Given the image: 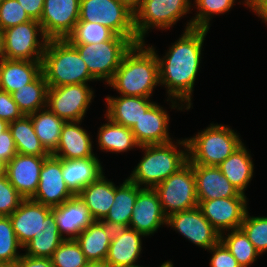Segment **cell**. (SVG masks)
<instances>
[{"mask_svg": "<svg viewBox=\"0 0 267 267\" xmlns=\"http://www.w3.org/2000/svg\"><path fill=\"white\" fill-rule=\"evenodd\" d=\"M208 31L200 28L185 30L163 58L157 55L159 81L167 89V101L170 99L172 109L178 106L181 111L185 107L189 110L192 106L193 87L200 69L202 46ZM179 101L182 103L179 104Z\"/></svg>", "mask_w": 267, "mask_h": 267, "instance_id": "1", "label": "cell"}, {"mask_svg": "<svg viewBox=\"0 0 267 267\" xmlns=\"http://www.w3.org/2000/svg\"><path fill=\"white\" fill-rule=\"evenodd\" d=\"M120 95L150 98L159 84V64L153 46L134 44L107 83Z\"/></svg>", "mask_w": 267, "mask_h": 267, "instance_id": "2", "label": "cell"}, {"mask_svg": "<svg viewBox=\"0 0 267 267\" xmlns=\"http://www.w3.org/2000/svg\"><path fill=\"white\" fill-rule=\"evenodd\" d=\"M177 143L185 150H178ZM139 148L145 150L144 156L128 178L139 187L143 185V188L154 189L188 162L186 139L176 143L142 145Z\"/></svg>", "mask_w": 267, "mask_h": 267, "instance_id": "3", "label": "cell"}, {"mask_svg": "<svg viewBox=\"0 0 267 267\" xmlns=\"http://www.w3.org/2000/svg\"><path fill=\"white\" fill-rule=\"evenodd\" d=\"M41 63L48 87L88 84V81L96 80L77 49L67 39H49Z\"/></svg>", "mask_w": 267, "mask_h": 267, "instance_id": "4", "label": "cell"}, {"mask_svg": "<svg viewBox=\"0 0 267 267\" xmlns=\"http://www.w3.org/2000/svg\"><path fill=\"white\" fill-rule=\"evenodd\" d=\"M237 134L226 125L210 124L196 136L186 138L188 162L202 166H218L243 144Z\"/></svg>", "mask_w": 267, "mask_h": 267, "instance_id": "5", "label": "cell"}, {"mask_svg": "<svg viewBox=\"0 0 267 267\" xmlns=\"http://www.w3.org/2000/svg\"><path fill=\"white\" fill-rule=\"evenodd\" d=\"M134 43L126 37L115 35L100 44L73 45L86 63L89 73L97 80L107 83L113 78L125 54Z\"/></svg>", "mask_w": 267, "mask_h": 267, "instance_id": "6", "label": "cell"}, {"mask_svg": "<svg viewBox=\"0 0 267 267\" xmlns=\"http://www.w3.org/2000/svg\"><path fill=\"white\" fill-rule=\"evenodd\" d=\"M78 21L98 23L134 44L141 42L136 36L134 13L118 0H80Z\"/></svg>", "mask_w": 267, "mask_h": 267, "instance_id": "7", "label": "cell"}, {"mask_svg": "<svg viewBox=\"0 0 267 267\" xmlns=\"http://www.w3.org/2000/svg\"><path fill=\"white\" fill-rule=\"evenodd\" d=\"M154 190L167 217L198 206L195 174L189 162L157 185Z\"/></svg>", "mask_w": 267, "mask_h": 267, "instance_id": "8", "label": "cell"}, {"mask_svg": "<svg viewBox=\"0 0 267 267\" xmlns=\"http://www.w3.org/2000/svg\"><path fill=\"white\" fill-rule=\"evenodd\" d=\"M2 32L6 59L42 61L48 39L37 20L32 19L7 28ZM40 35L41 41L38 38Z\"/></svg>", "mask_w": 267, "mask_h": 267, "instance_id": "9", "label": "cell"}, {"mask_svg": "<svg viewBox=\"0 0 267 267\" xmlns=\"http://www.w3.org/2000/svg\"><path fill=\"white\" fill-rule=\"evenodd\" d=\"M190 7V0H143L140 8L134 13L137 38L145 42V35L150 28L172 27L181 17L189 13Z\"/></svg>", "mask_w": 267, "mask_h": 267, "instance_id": "10", "label": "cell"}, {"mask_svg": "<svg viewBox=\"0 0 267 267\" xmlns=\"http://www.w3.org/2000/svg\"><path fill=\"white\" fill-rule=\"evenodd\" d=\"M94 91L88 84H71L48 87L47 107L59 118L82 121L90 105Z\"/></svg>", "mask_w": 267, "mask_h": 267, "instance_id": "11", "label": "cell"}, {"mask_svg": "<svg viewBox=\"0 0 267 267\" xmlns=\"http://www.w3.org/2000/svg\"><path fill=\"white\" fill-rule=\"evenodd\" d=\"M80 0H45L40 20L49 39H67L79 20Z\"/></svg>", "mask_w": 267, "mask_h": 267, "instance_id": "12", "label": "cell"}, {"mask_svg": "<svg viewBox=\"0 0 267 267\" xmlns=\"http://www.w3.org/2000/svg\"><path fill=\"white\" fill-rule=\"evenodd\" d=\"M166 225L173 227L193 244L207 250L221 240L220 233L204 217L198 206L171 214L167 217Z\"/></svg>", "mask_w": 267, "mask_h": 267, "instance_id": "13", "label": "cell"}, {"mask_svg": "<svg viewBox=\"0 0 267 267\" xmlns=\"http://www.w3.org/2000/svg\"><path fill=\"white\" fill-rule=\"evenodd\" d=\"M247 197L216 198L198 200L204 217L221 234L239 229L247 212Z\"/></svg>", "mask_w": 267, "mask_h": 267, "instance_id": "14", "label": "cell"}, {"mask_svg": "<svg viewBox=\"0 0 267 267\" xmlns=\"http://www.w3.org/2000/svg\"><path fill=\"white\" fill-rule=\"evenodd\" d=\"M74 196L62 176V159L50 154L44 160L36 193L30 199L54 208Z\"/></svg>", "mask_w": 267, "mask_h": 267, "instance_id": "15", "label": "cell"}, {"mask_svg": "<svg viewBox=\"0 0 267 267\" xmlns=\"http://www.w3.org/2000/svg\"><path fill=\"white\" fill-rule=\"evenodd\" d=\"M165 215L157 192L151 188H143L137 195L129 228L149 236L161 225H165Z\"/></svg>", "mask_w": 267, "mask_h": 267, "instance_id": "16", "label": "cell"}, {"mask_svg": "<svg viewBox=\"0 0 267 267\" xmlns=\"http://www.w3.org/2000/svg\"><path fill=\"white\" fill-rule=\"evenodd\" d=\"M47 157L17 153L6 163L8 180L25 199L31 198L36 193L40 170Z\"/></svg>", "mask_w": 267, "mask_h": 267, "instance_id": "17", "label": "cell"}, {"mask_svg": "<svg viewBox=\"0 0 267 267\" xmlns=\"http://www.w3.org/2000/svg\"><path fill=\"white\" fill-rule=\"evenodd\" d=\"M191 165L195 174L198 200L246 197L230 183L218 166Z\"/></svg>", "mask_w": 267, "mask_h": 267, "instance_id": "18", "label": "cell"}, {"mask_svg": "<svg viewBox=\"0 0 267 267\" xmlns=\"http://www.w3.org/2000/svg\"><path fill=\"white\" fill-rule=\"evenodd\" d=\"M52 208L32 199H24L9 216L19 244L24 247L40 232L42 223Z\"/></svg>", "mask_w": 267, "mask_h": 267, "instance_id": "19", "label": "cell"}, {"mask_svg": "<svg viewBox=\"0 0 267 267\" xmlns=\"http://www.w3.org/2000/svg\"><path fill=\"white\" fill-rule=\"evenodd\" d=\"M168 124L167 111L155 102L132 126L131 131L140 146L166 144L172 142Z\"/></svg>", "mask_w": 267, "mask_h": 267, "instance_id": "20", "label": "cell"}, {"mask_svg": "<svg viewBox=\"0 0 267 267\" xmlns=\"http://www.w3.org/2000/svg\"><path fill=\"white\" fill-rule=\"evenodd\" d=\"M52 212L56 218L58 231L64 239H75L94 221L88 207L78 195L52 208ZM63 234H66L65 237Z\"/></svg>", "mask_w": 267, "mask_h": 267, "instance_id": "21", "label": "cell"}, {"mask_svg": "<svg viewBox=\"0 0 267 267\" xmlns=\"http://www.w3.org/2000/svg\"><path fill=\"white\" fill-rule=\"evenodd\" d=\"M81 122H65L58 146L51 155L64 160L95 157L90 134L83 127L79 126Z\"/></svg>", "mask_w": 267, "mask_h": 267, "instance_id": "22", "label": "cell"}, {"mask_svg": "<svg viewBox=\"0 0 267 267\" xmlns=\"http://www.w3.org/2000/svg\"><path fill=\"white\" fill-rule=\"evenodd\" d=\"M142 236L129 227L114 229L106 261L112 267L136 264L142 250Z\"/></svg>", "mask_w": 267, "mask_h": 267, "instance_id": "23", "label": "cell"}, {"mask_svg": "<svg viewBox=\"0 0 267 267\" xmlns=\"http://www.w3.org/2000/svg\"><path fill=\"white\" fill-rule=\"evenodd\" d=\"M107 103L106 117L122 126L132 128L141 116L154 104L149 98L124 96L105 98Z\"/></svg>", "mask_w": 267, "mask_h": 267, "instance_id": "24", "label": "cell"}, {"mask_svg": "<svg viewBox=\"0 0 267 267\" xmlns=\"http://www.w3.org/2000/svg\"><path fill=\"white\" fill-rule=\"evenodd\" d=\"M41 73V62L5 58L0 66V89L11 94L33 82Z\"/></svg>", "mask_w": 267, "mask_h": 267, "instance_id": "25", "label": "cell"}, {"mask_svg": "<svg viewBox=\"0 0 267 267\" xmlns=\"http://www.w3.org/2000/svg\"><path fill=\"white\" fill-rule=\"evenodd\" d=\"M102 168L97 156L85 159H62V176L74 195H78L84 187L103 174Z\"/></svg>", "mask_w": 267, "mask_h": 267, "instance_id": "26", "label": "cell"}, {"mask_svg": "<svg viewBox=\"0 0 267 267\" xmlns=\"http://www.w3.org/2000/svg\"><path fill=\"white\" fill-rule=\"evenodd\" d=\"M143 189L128 178L119 186L115 185L114 202L102 220L111 228H127L133 213V207L138 193Z\"/></svg>", "mask_w": 267, "mask_h": 267, "instance_id": "27", "label": "cell"}, {"mask_svg": "<svg viewBox=\"0 0 267 267\" xmlns=\"http://www.w3.org/2000/svg\"><path fill=\"white\" fill-rule=\"evenodd\" d=\"M78 196L88 207L92 219L102 221L114 202L115 184L107 180L103 173L84 187Z\"/></svg>", "mask_w": 267, "mask_h": 267, "instance_id": "28", "label": "cell"}, {"mask_svg": "<svg viewBox=\"0 0 267 267\" xmlns=\"http://www.w3.org/2000/svg\"><path fill=\"white\" fill-rule=\"evenodd\" d=\"M114 229L100 220H94L75 240L87 261L105 260Z\"/></svg>", "mask_w": 267, "mask_h": 267, "instance_id": "29", "label": "cell"}, {"mask_svg": "<svg viewBox=\"0 0 267 267\" xmlns=\"http://www.w3.org/2000/svg\"><path fill=\"white\" fill-rule=\"evenodd\" d=\"M245 145L238 147L229 157L218 165L224 176L245 195L247 185L252 180L254 163Z\"/></svg>", "mask_w": 267, "mask_h": 267, "instance_id": "30", "label": "cell"}, {"mask_svg": "<svg viewBox=\"0 0 267 267\" xmlns=\"http://www.w3.org/2000/svg\"><path fill=\"white\" fill-rule=\"evenodd\" d=\"M64 238L60 235L54 213L51 211L42 223L40 232L23 248L25 255L31 257L51 258Z\"/></svg>", "mask_w": 267, "mask_h": 267, "instance_id": "31", "label": "cell"}, {"mask_svg": "<svg viewBox=\"0 0 267 267\" xmlns=\"http://www.w3.org/2000/svg\"><path fill=\"white\" fill-rule=\"evenodd\" d=\"M29 116L42 146L49 154H52L58 146L60 134L66 121L55 115L48 107Z\"/></svg>", "mask_w": 267, "mask_h": 267, "instance_id": "32", "label": "cell"}, {"mask_svg": "<svg viewBox=\"0 0 267 267\" xmlns=\"http://www.w3.org/2000/svg\"><path fill=\"white\" fill-rule=\"evenodd\" d=\"M107 122L100 126L98 132L99 149L106 152H127L134 147H140L131 128L122 126L107 118Z\"/></svg>", "mask_w": 267, "mask_h": 267, "instance_id": "33", "label": "cell"}, {"mask_svg": "<svg viewBox=\"0 0 267 267\" xmlns=\"http://www.w3.org/2000/svg\"><path fill=\"white\" fill-rule=\"evenodd\" d=\"M47 91L48 84L41 73L33 82L12 92L11 96L23 115H30L47 107Z\"/></svg>", "mask_w": 267, "mask_h": 267, "instance_id": "34", "label": "cell"}, {"mask_svg": "<svg viewBox=\"0 0 267 267\" xmlns=\"http://www.w3.org/2000/svg\"><path fill=\"white\" fill-rule=\"evenodd\" d=\"M9 130L15 141L17 153L23 155L49 156L37 137L29 115H23L9 123Z\"/></svg>", "mask_w": 267, "mask_h": 267, "instance_id": "35", "label": "cell"}, {"mask_svg": "<svg viewBox=\"0 0 267 267\" xmlns=\"http://www.w3.org/2000/svg\"><path fill=\"white\" fill-rule=\"evenodd\" d=\"M229 233H227L226 237L221 234V241L241 267H249L256 261L257 256H260V253L255 249L241 228L233 229L231 232L229 230Z\"/></svg>", "mask_w": 267, "mask_h": 267, "instance_id": "36", "label": "cell"}, {"mask_svg": "<svg viewBox=\"0 0 267 267\" xmlns=\"http://www.w3.org/2000/svg\"><path fill=\"white\" fill-rule=\"evenodd\" d=\"M116 33L107 26L78 21L73 32L67 37L72 45L81 44H100L104 41L111 40Z\"/></svg>", "mask_w": 267, "mask_h": 267, "instance_id": "37", "label": "cell"}, {"mask_svg": "<svg viewBox=\"0 0 267 267\" xmlns=\"http://www.w3.org/2000/svg\"><path fill=\"white\" fill-rule=\"evenodd\" d=\"M235 0H195L199 10L194 18L187 22L184 30L192 28L208 29L212 15L224 14L233 7Z\"/></svg>", "mask_w": 267, "mask_h": 267, "instance_id": "38", "label": "cell"}, {"mask_svg": "<svg viewBox=\"0 0 267 267\" xmlns=\"http://www.w3.org/2000/svg\"><path fill=\"white\" fill-rule=\"evenodd\" d=\"M51 261L54 267H85L88 262L75 239H64L54 251Z\"/></svg>", "mask_w": 267, "mask_h": 267, "instance_id": "39", "label": "cell"}, {"mask_svg": "<svg viewBox=\"0 0 267 267\" xmlns=\"http://www.w3.org/2000/svg\"><path fill=\"white\" fill-rule=\"evenodd\" d=\"M17 248H23L16 237L9 216H0V262L16 264L22 253Z\"/></svg>", "mask_w": 267, "mask_h": 267, "instance_id": "40", "label": "cell"}, {"mask_svg": "<svg viewBox=\"0 0 267 267\" xmlns=\"http://www.w3.org/2000/svg\"><path fill=\"white\" fill-rule=\"evenodd\" d=\"M240 228L260 255L267 251V217H251L247 210Z\"/></svg>", "mask_w": 267, "mask_h": 267, "instance_id": "41", "label": "cell"}, {"mask_svg": "<svg viewBox=\"0 0 267 267\" xmlns=\"http://www.w3.org/2000/svg\"><path fill=\"white\" fill-rule=\"evenodd\" d=\"M17 0H4L0 4V30L31 21Z\"/></svg>", "mask_w": 267, "mask_h": 267, "instance_id": "42", "label": "cell"}, {"mask_svg": "<svg viewBox=\"0 0 267 267\" xmlns=\"http://www.w3.org/2000/svg\"><path fill=\"white\" fill-rule=\"evenodd\" d=\"M24 199L6 175L0 178V216H10Z\"/></svg>", "mask_w": 267, "mask_h": 267, "instance_id": "43", "label": "cell"}, {"mask_svg": "<svg viewBox=\"0 0 267 267\" xmlns=\"http://www.w3.org/2000/svg\"><path fill=\"white\" fill-rule=\"evenodd\" d=\"M209 251L212 253L210 267H241L221 240Z\"/></svg>", "mask_w": 267, "mask_h": 267, "instance_id": "44", "label": "cell"}, {"mask_svg": "<svg viewBox=\"0 0 267 267\" xmlns=\"http://www.w3.org/2000/svg\"><path fill=\"white\" fill-rule=\"evenodd\" d=\"M22 116L23 113L12 99L11 94L0 89V119L10 123Z\"/></svg>", "mask_w": 267, "mask_h": 267, "instance_id": "45", "label": "cell"}, {"mask_svg": "<svg viewBox=\"0 0 267 267\" xmlns=\"http://www.w3.org/2000/svg\"><path fill=\"white\" fill-rule=\"evenodd\" d=\"M17 154L15 141L9 128L0 134V159L8 163Z\"/></svg>", "mask_w": 267, "mask_h": 267, "instance_id": "46", "label": "cell"}, {"mask_svg": "<svg viewBox=\"0 0 267 267\" xmlns=\"http://www.w3.org/2000/svg\"><path fill=\"white\" fill-rule=\"evenodd\" d=\"M17 1L31 19L37 21L40 20L43 13L45 0H17Z\"/></svg>", "mask_w": 267, "mask_h": 267, "instance_id": "47", "label": "cell"}, {"mask_svg": "<svg viewBox=\"0 0 267 267\" xmlns=\"http://www.w3.org/2000/svg\"><path fill=\"white\" fill-rule=\"evenodd\" d=\"M16 267H54L51 258L31 257L22 254L16 263Z\"/></svg>", "mask_w": 267, "mask_h": 267, "instance_id": "48", "label": "cell"}, {"mask_svg": "<svg viewBox=\"0 0 267 267\" xmlns=\"http://www.w3.org/2000/svg\"><path fill=\"white\" fill-rule=\"evenodd\" d=\"M248 7L267 23V0H248Z\"/></svg>", "mask_w": 267, "mask_h": 267, "instance_id": "49", "label": "cell"}, {"mask_svg": "<svg viewBox=\"0 0 267 267\" xmlns=\"http://www.w3.org/2000/svg\"><path fill=\"white\" fill-rule=\"evenodd\" d=\"M125 5L130 11L135 13L141 6L143 0H118Z\"/></svg>", "mask_w": 267, "mask_h": 267, "instance_id": "50", "label": "cell"}, {"mask_svg": "<svg viewBox=\"0 0 267 267\" xmlns=\"http://www.w3.org/2000/svg\"><path fill=\"white\" fill-rule=\"evenodd\" d=\"M85 267H112L106 260L88 261Z\"/></svg>", "mask_w": 267, "mask_h": 267, "instance_id": "51", "label": "cell"}, {"mask_svg": "<svg viewBox=\"0 0 267 267\" xmlns=\"http://www.w3.org/2000/svg\"><path fill=\"white\" fill-rule=\"evenodd\" d=\"M5 59L4 55V38H3V32L0 30V61Z\"/></svg>", "mask_w": 267, "mask_h": 267, "instance_id": "52", "label": "cell"}, {"mask_svg": "<svg viewBox=\"0 0 267 267\" xmlns=\"http://www.w3.org/2000/svg\"><path fill=\"white\" fill-rule=\"evenodd\" d=\"M6 175V162L0 159V178Z\"/></svg>", "mask_w": 267, "mask_h": 267, "instance_id": "53", "label": "cell"}, {"mask_svg": "<svg viewBox=\"0 0 267 267\" xmlns=\"http://www.w3.org/2000/svg\"><path fill=\"white\" fill-rule=\"evenodd\" d=\"M9 128V123L5 120L0 119V134Z\"/></svg>", "mask_w": 267, "mask_h": 267, "instance_id": "54", "label": "cell"}, {"mask_svg": "<svg viewBox=\"0 0 267 267\" xmlns=\"http://www.w3.org/2000/svg\"><path fill=\"white\" fill-rule=\"evenodd\" d=\"M0 267H16V264H10L6 262H0Z\"/></svg>", "mask_w": 267, "mask_h": 267, "instance_id": "55", "label": "cell"}, {"mask_svg": "<svg viewBox=\"0 0 267 267\" xmlns=\"http://www.w3.org/2000/svg\"><path fill=\"white\" fill-rule=\"evenodd\" d=\"M160 267H174L172 264V261H166L164 263H162V265Z\"/></svg>", "mask_w": 267, "mask_h": 267, "instance_id": "56", "label": "cell"}, {"mask_svg": "<svg viewBox=\"0 0 267 267\" xmlns=\"http://www.w3.org/2000/svg\"><path fill=\"white\" fill-rule=\"evenodd\" d=\"M118 267H144V266L134 264V265H125V266H118Z\"/></svg>", "mask_w": 267, "mask_h": 267, "instance_id": "57", "label": "cell"}, {"mask_svg": "<svg viewBox=\"0 0 267 267\" xmlns=\"http://www.w3.org/2000/svg\"><path fill=\"white\" fill-rule=\"evenodd\" d=\"M243 3L248 6V0H244Z\"/></svg>", "mask_w": 267, "mask_h": 267, "instance_id": "58", "label": "cell"}]
</instances>
